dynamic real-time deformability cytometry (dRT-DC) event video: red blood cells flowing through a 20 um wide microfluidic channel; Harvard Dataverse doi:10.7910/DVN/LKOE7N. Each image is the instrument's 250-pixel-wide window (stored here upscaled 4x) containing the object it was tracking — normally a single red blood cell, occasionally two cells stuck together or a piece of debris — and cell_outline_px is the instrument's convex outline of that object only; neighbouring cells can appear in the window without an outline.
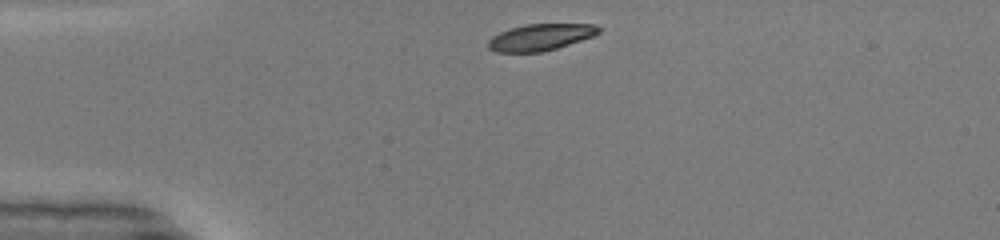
{"species": "common noctule bat (a hibernating species)", "species_latin": "Nyctalus noctula", "temperature_condition": "warm", "stored_images_in_passage": 38, "camera_frame_rate_fps": 3000, "um_per_image_px": 0.085, "animal": {"sex": "male", "body_mass_g": 19.0, "forearm_length_mm": 50.8}, "frame": {"image": 1, "passage_image": 1, "time_ms": 0.0, "image_size_px": [1000, 240], "cell_outline_px": [[600, 32], [592, 36], [544, 52], [496, 52], [488, 48], [488, 40], [492, 36], [500, 32], [524, 24], [596, 24], [600, 28]], "centroid_in_image_um": [45.91, 3.16], "position_along_channel_um": 39.1, "area_um2": 16.99}}
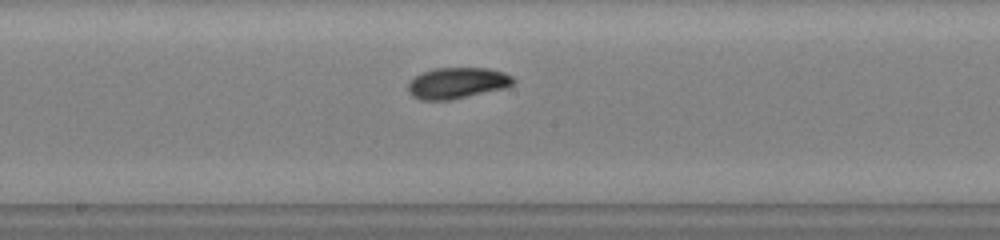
{"frame": {"image": 2, "passage_image": 16, "time_ms": 5.0, "image_size_px": [1000, 240], "cell_outline_px": [[516, 80], [512, 84], [504, 88], [452, 100], [420, 100], [412, 96], [408, 92], [408, 84], [416, 76], [424, 72], [436, 68], [488, 68], [504, 72], [512, 76]], "centroid_in_image_um": [38.87, 7.06], "position_along_channel_um": 209.3, "area_um2": 19.02}}
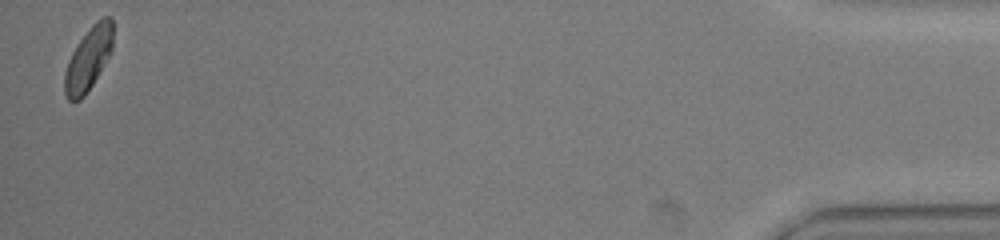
{"frame": {"image": 3, "passage_image": 38, "time_ms": 12.333, "image_size_px": [1000, 240], "cell_outline_px": [[112, 52], [92, 84], [84, 96], [80, 100], [68, 100], [64, 92], [64, 72], [68, 60], [72, 52], [80, 40], [92, 24], [96, 20], [104, 16], [108, 16], [112, 20]], "centroid_in_image_um": [7.5, 5.0], "position_along_channel_um": 427.7, "area_um2": 17.69}, "authors_computed_cell_mechanics": {"area_um2": 18.8139, "velocity_mm_per_s": 4.1342, "shape_relaxation_time_tau1_ms": 3.0357, "shape_relaxation_time_tau2_ms": 5.9393, "deformation_change_tau1": 0.1555, "deformation_change_tau2": 0.0815}}